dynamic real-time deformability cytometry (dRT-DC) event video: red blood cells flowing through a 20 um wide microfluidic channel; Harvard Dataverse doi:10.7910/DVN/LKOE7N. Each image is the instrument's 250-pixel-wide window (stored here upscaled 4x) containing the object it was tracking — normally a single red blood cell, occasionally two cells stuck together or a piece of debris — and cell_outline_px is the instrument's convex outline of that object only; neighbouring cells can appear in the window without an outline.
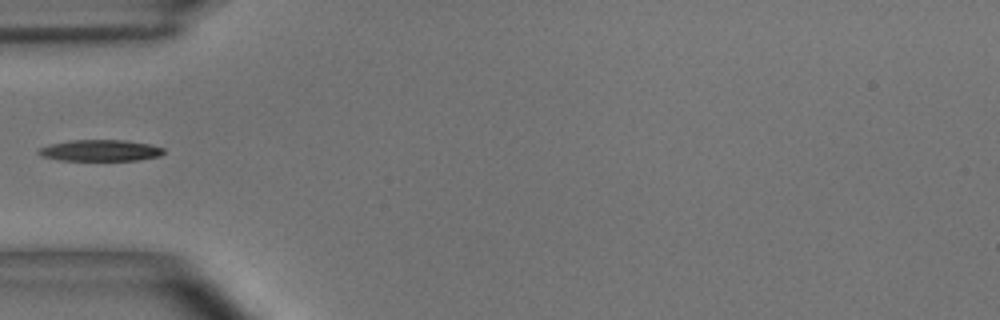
{"species": "common noctule bat (a hibernating species)", "species_latin": "Nyctalus noctula", "temperature_condition": "room temperature", "stored_images_in_passage": 7, "camera_frame_rate_fps": 3000, "um_per_image_px": 0.085, "animal": {"sex": "male", "body_mass_g": 15.6}, "frame": {"image": 1, "passage_image": 4, "time_ms": 1.0, "image_size_px": [1000, 320], "cell_outline_px": [[164, 152], [160, 156], [140, 160], [60, 160], [40, 156], [36, 152], [40, 148], [52, 144], [68, 140], [128, 140], [148, 144], [164, 148]], "centroid_in_image_um": [8.53, 12.79], "position_along_channel_um": 76.5, "area_um2": 15.55}}
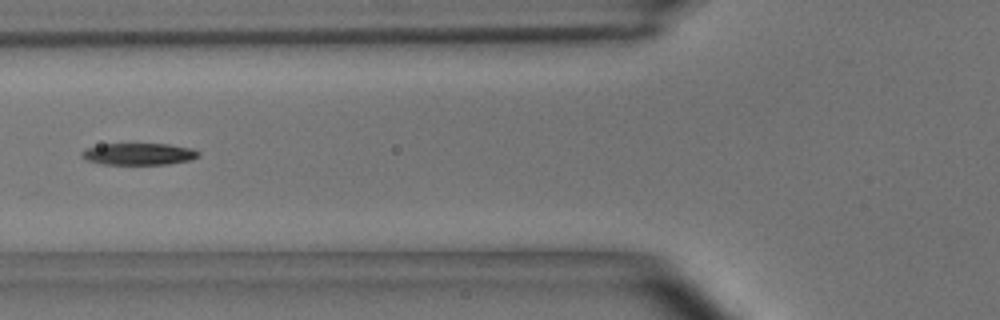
{"frame": {"image": 2, "passage_image": 5, "time_ms": 1.333, "image_size_px": [1000, 320], "cell_outline_px": [[200, 156], [192, 160], [168, 164], [100, 164], [88, 160], [80, 156], [80, 152], [84, 148], [104, 144], [168, 144], [192, 148], [200, 152]], "centroid_in_image_um": [11.8, 13.09], "position_along_channel_um": 114.0, "area_um2": 14.97}}